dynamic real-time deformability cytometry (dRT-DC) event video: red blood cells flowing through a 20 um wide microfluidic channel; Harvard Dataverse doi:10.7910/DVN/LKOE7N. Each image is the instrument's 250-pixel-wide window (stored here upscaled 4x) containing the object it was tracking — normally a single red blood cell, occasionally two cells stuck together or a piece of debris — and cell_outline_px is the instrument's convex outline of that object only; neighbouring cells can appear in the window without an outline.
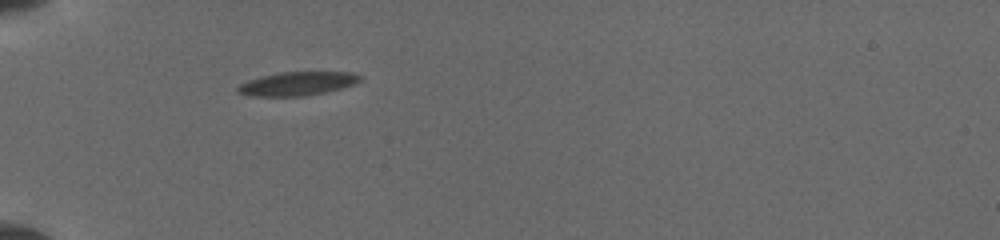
{"species": "common noctule bat (a hibernating species)", "species_latin": "Nyctalus noctula", "temperature_condition": "cold", "stored_images_in_passage": 5, "camera_frame_rate_fps": 3000, "um_per_image_px": 0.085, "animal": {"sex": "female", "body_mass_g": 19.5, "forearm_length_mm": 54.1}, "frame": {"image": 1, "passage_image": 1, "time_ms": 0.0, "image_size_px": [1000, 240], "cell_outline_px": [[360, 80], [356, 84], [324, 92], [304, 96], [252, 96], [236, 92], [236, 88], [240, 84], [264, 76], [280, 72], [352, 72], [360, 76]], "centroid_in_image_um": [25.29, 7.11], "position_along_channel_um": 59.7, "area_um2": 16.59}}
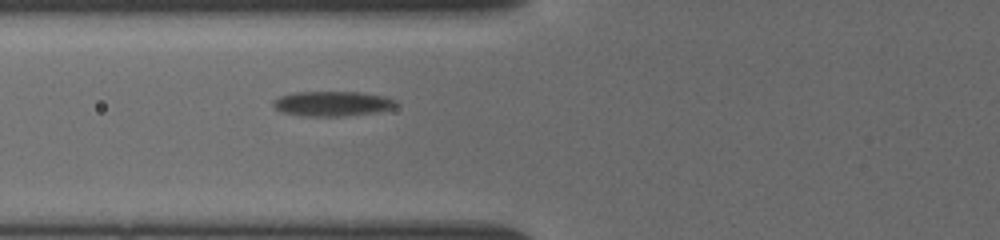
{"frame": {"image": 2, "passage_image": 5, "time_ms": 1.333, "image_size_px": [1000, 240], "cell_outline_px": [[396, 104], [392, 108], [376, 112], [340, 116], [304, 116], [284, 112], [276, 108], [272, 104], [272, 100], [280, 96], [296, 92], [360, 92], [384, 96], [396, 100]], "centroid_in_image_um": [28.24, 8.8], "position_along_channel_um": 97.6, "area_um2": 17.63}}